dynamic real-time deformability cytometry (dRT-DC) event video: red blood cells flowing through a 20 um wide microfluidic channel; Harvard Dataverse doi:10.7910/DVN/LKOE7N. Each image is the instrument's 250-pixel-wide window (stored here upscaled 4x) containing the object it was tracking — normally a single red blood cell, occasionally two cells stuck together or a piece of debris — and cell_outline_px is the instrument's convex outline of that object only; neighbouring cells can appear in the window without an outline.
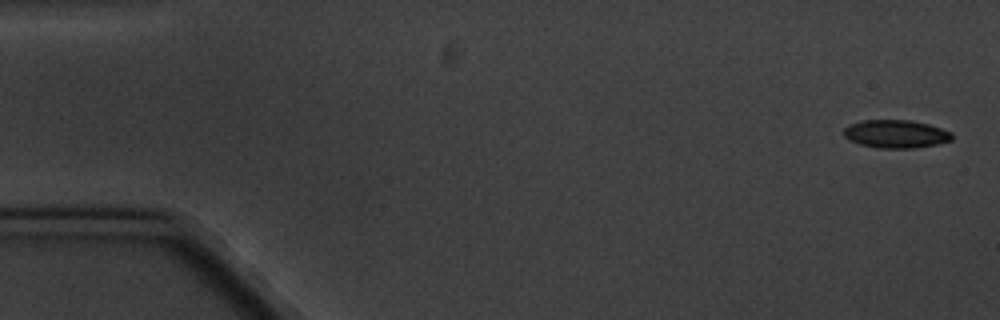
{"species": "common noctule bat (a hibernating species)", "species_latin": "Nyctalus noctula", "temperature_condition": "cold", "stored_images_in_passage": 10, "camera_frame_rate_fps": 3000, "um_per_image_px": 0.085, "animal": {"sex": "male", "body_mass_g": 20.1, "forearm_length_mm": 53.5}, "frame": {"image": 1, "passage_image": 1, "time_ms": 0.0, "image_size_px": [1000, 320], "cell_outline_px": [[952, 140], [936, 144], [912, 148], [880, 148], [860, 144], [848, 140], [844, 136], [844, 128], [848, 124], [864, 120], [912, 120], [928, 124], [952, 132]], "centroid_in_image_um": [76.12, 11.38], "position_along_channel_um": 8.9, "area_um2": 17.69}}
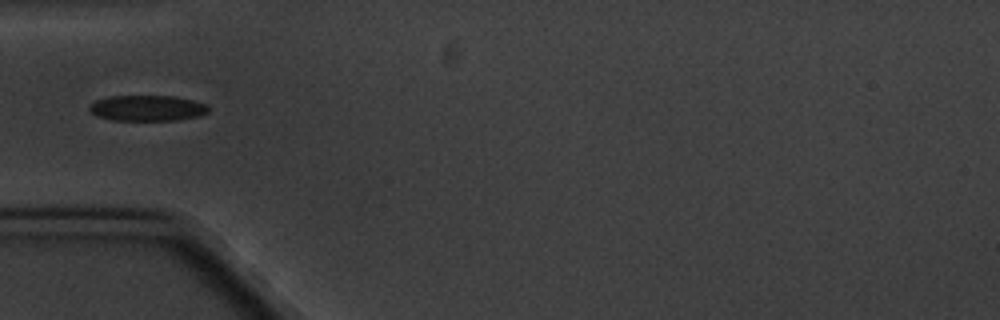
{"frame": {"image": 2, "passage_image": 5, "time_ms": 5.667, "image_size_px": [1000, 320], "cell_outline_px": [[208, 112], [200, 116], [176, 120], [112, 120], [96, 116], [88, 108], [88, 104], [96, 100], [108, 96], [172, 96], [192, 100], [204, 104], [208, 108]], "centroid_in_image_um": [12.47, 9.19], "position_along_channel_um": 72.5, "area_um2": 17.8}}